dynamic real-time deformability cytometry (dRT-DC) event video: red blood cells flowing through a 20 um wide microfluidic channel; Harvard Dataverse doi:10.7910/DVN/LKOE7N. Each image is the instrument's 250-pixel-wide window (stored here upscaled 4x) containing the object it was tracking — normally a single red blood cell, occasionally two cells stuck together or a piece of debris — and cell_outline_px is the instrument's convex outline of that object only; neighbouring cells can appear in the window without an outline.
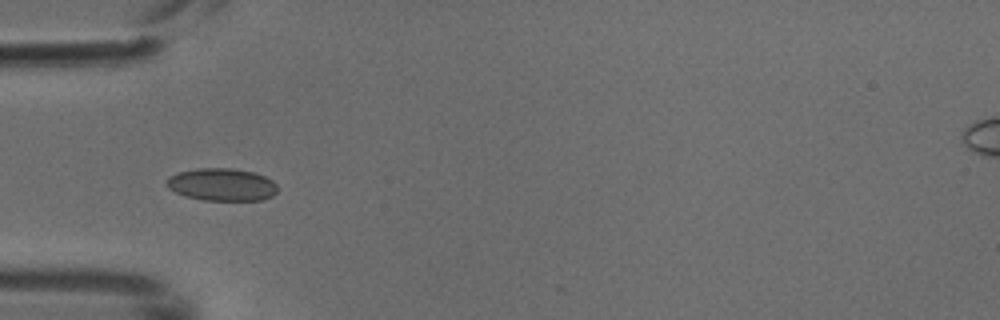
{"species": "common noctule bat (a hibernating species)", "species_latin": "Nyctalus noctula", "temperature_condition": "cold", "stored_images_in_passage": 7, "camera_frame_rate_fps": 3000, "um_per_image_px": 0.085, "animal": {"sex": "male", "body_mass_g": 18.8}, "frame": {"image": 1, "passage_image": 5, "time_ms": 1.333, "image_size_px": [1000, 320], "cell_outline_px": [[276, 192], [272, 196], [264, 200], [204, 200], [184, 196], [168, 188], [168, 176], [180, 172], [196, 168], [232, 168], [252, 172], [264, 176], [272, 180], [276, 184]], "centroid_in_image_um": [18.86, 15.69], "position_along_channel_um": 66.1, "area_um2": 20.92}}
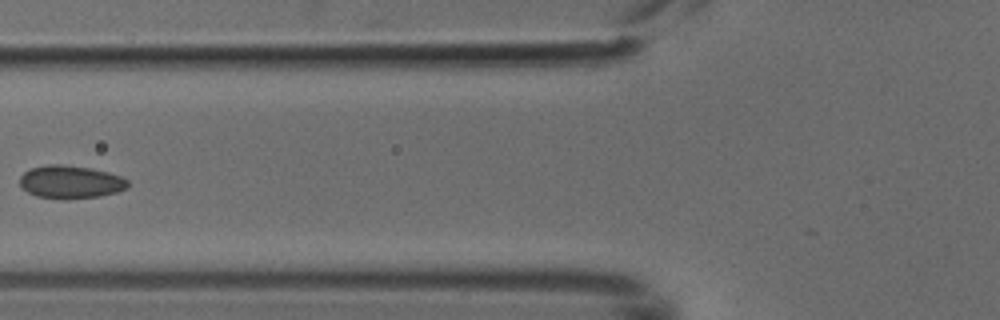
{"frame": {"image": 2, "passage_image": 6, "time_ms": 1.667, "image_size_px": [1000, 320], "cell_outline_px": [[128, 188], [116, 192], [100, 196], [36, 196], [28, 192], [20, 184], [20, 176], [24, 172], [32, 168], [48, 164], [64, 164], [88, 168], [108, 172], [120, 176], [128, 180]], "centroid_in_image_um": [6.01, 15.41], "position_along_channel_um": 119.8, "area_um2": 19.88}}
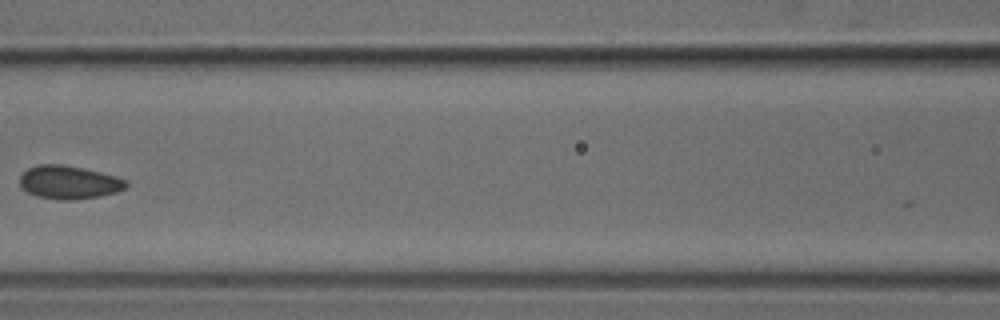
{"frame": {"image": 3, "passage_image": 7, "time_ms": 2.0, "image_size_px": [1000, 320], "cell_outline_px": [[128, 188], [116, 192], [100, 196], [72, 200], [60, 200], [36, 196], [20, 188], [20, 176], [28, 168], [40, 164], [60, 164], [84, 168], [116, 176], [128, 180]], "centroid_in_image_um": [5.88, 15.5], "position_along_channel_um": 160.7, "area_um2": 20.81}}